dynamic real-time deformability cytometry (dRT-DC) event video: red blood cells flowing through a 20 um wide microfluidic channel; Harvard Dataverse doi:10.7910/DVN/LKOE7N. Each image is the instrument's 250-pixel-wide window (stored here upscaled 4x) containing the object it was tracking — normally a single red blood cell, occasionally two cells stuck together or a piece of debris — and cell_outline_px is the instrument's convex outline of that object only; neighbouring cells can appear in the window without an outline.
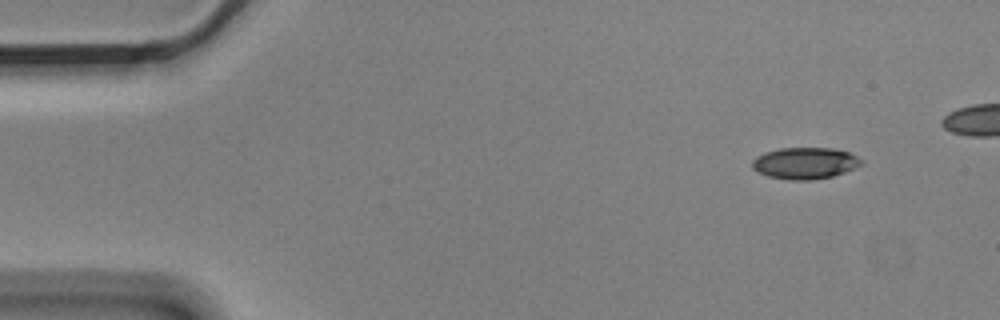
{"species": "Egyptian fruit bat (a non-hibernating species)", "species_latin": "Rousettus aegyptiacus", "temperature_condition": "cold", "stored_images_in_passage": 4, "camera_frame_rate_fps": 3000, "um_per_image_px": 0.085, "animal": {"sex": "male"}, "frame": {"image": 1, "passage_image": 1, "time_ms": 0.0, "image_size_px": [1000, 320], "cell_outline_px": [[864, 164], [844, 172], [832, 176], [812, 180], [788, 180], [768, 176], [752, 168], [752, 160], [756, 156], [764, 152], [780, 148], [832, 148], [848, 152], [864, 160]], "centroid_in_image_um": [68.43, 13.87], "position_along_channel_um": 16.6, "area_um2": 20.11}}